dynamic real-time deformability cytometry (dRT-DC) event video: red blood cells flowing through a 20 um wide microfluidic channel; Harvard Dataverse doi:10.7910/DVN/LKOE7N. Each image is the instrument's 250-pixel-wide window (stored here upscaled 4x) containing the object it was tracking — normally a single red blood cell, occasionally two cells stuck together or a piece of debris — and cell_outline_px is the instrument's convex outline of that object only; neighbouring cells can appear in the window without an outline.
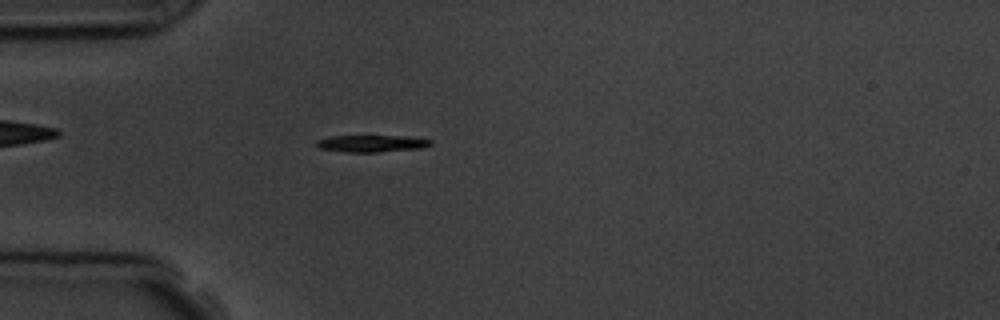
{"species": "common noctule bat (a hibernating species)", "species_latin": "Nyctalus noctula", "temperature_condition": "room temperature", "stored_images_in_passage": 1, "camera_frame_rate_fps": 3000, "um_per_image_px": 0.085, "animal": {"sex": "male", "body_mass_g": 19.5, "forearm_length_mm": 54.6}, "frame": {"image": 1, "passage_image": 1, "time_ms": 0.0, "image_size_px": [1000, 320], "cell_outline_px": [[432, 144], [424, 148], [376, 152], [344, 152], [320, 148], [316, 144], [316, 140], [328, 136], [408, 136], [432, 140]], "centroid_in_image_um": [31.6, 12.19], "position_along_channel_um": 53.4, "area_um2": 11.33}}